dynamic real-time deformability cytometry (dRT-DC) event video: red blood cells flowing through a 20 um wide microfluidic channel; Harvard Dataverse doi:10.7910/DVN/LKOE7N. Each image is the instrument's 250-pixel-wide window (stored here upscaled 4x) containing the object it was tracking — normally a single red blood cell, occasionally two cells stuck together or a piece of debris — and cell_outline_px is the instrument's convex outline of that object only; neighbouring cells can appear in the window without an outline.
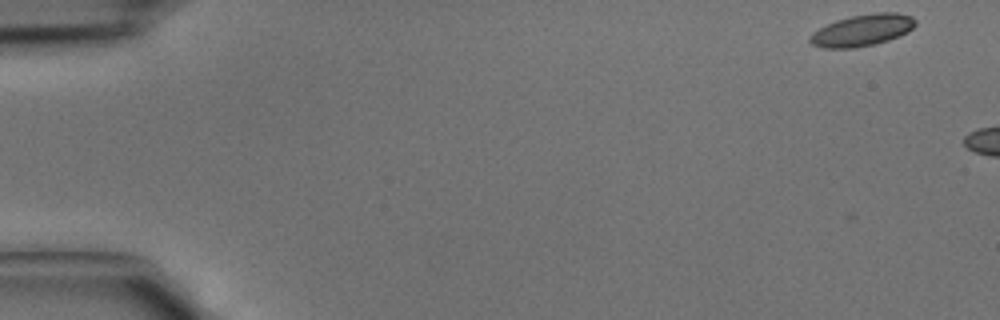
{"species": "common noctule bat (a hibernating species)", "species_latin": "Nyctalus noctula", "temperature_condition": "cold", "stored_images_in_passage": 4, "camera_frame_rate_fps": 3000, "um_per_image_px": 0.085, "animal": {"sex": "male", "body_mass_g": 15.6}, "frame": {"image": 1, "passage_image": 1, "time_ms": 0.0, "image_size_px": [1000, 320], "cell_outline_px": [[916, 24], [908, 32], [900, 36], [888, 40], [872, 44], [852, 48], [824, 48], [812, 44], [808, 40], [812, 32], [836, 20], [852, 16], [876, 12], [896, 12], [912, 16], [916, 20]], "centroid_in_image_um": [73.31, 2.56], "position_along_channel_um": 11.7, "area_um2": 19.36}}